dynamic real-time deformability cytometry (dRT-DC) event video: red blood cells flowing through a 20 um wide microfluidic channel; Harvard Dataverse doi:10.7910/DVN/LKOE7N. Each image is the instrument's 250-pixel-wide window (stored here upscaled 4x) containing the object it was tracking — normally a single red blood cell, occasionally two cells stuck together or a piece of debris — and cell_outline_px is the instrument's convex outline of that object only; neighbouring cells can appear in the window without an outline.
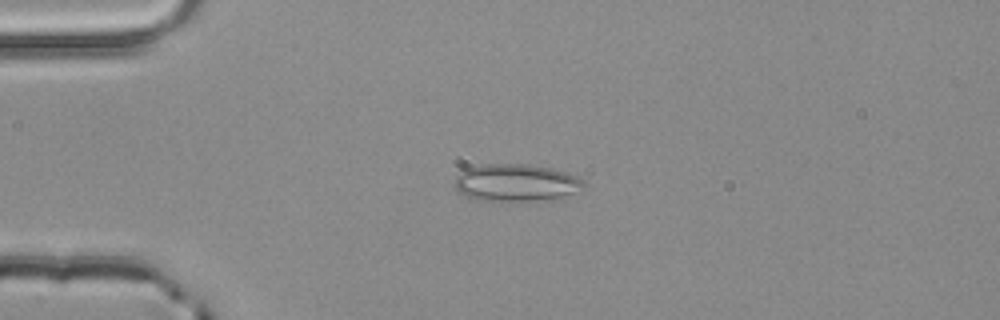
{"species": "common noctule bat (a hibernating species)", "species_latin": "Nyctalus noctula", "temperature_condition": "room temperature", "stored_images_in_passage": 3, "camera_frame_rate_fps": 3000, "um_per_image_px": 0.085, "animal": {"sex": "male", "body_mass_g": 20.4}, "frame": {"image": 1, "passage_image": 2, "time_ms": 0.333, "image_size_px": [1000, 320], "cell_outline_px": [[588, 184], [576, 192], [560, 196], [528, 200], [476, 200], [460, 192], [456, 188], [456, 176], [460, 172], [468, 168], [484, 164], [524, 164], [552, 168], [576, 176], [584, 180]], "centroid_in_image_um": [43.86, 15.5], "position_along_channel_um": 41.1, "area_um2": 27.4}}